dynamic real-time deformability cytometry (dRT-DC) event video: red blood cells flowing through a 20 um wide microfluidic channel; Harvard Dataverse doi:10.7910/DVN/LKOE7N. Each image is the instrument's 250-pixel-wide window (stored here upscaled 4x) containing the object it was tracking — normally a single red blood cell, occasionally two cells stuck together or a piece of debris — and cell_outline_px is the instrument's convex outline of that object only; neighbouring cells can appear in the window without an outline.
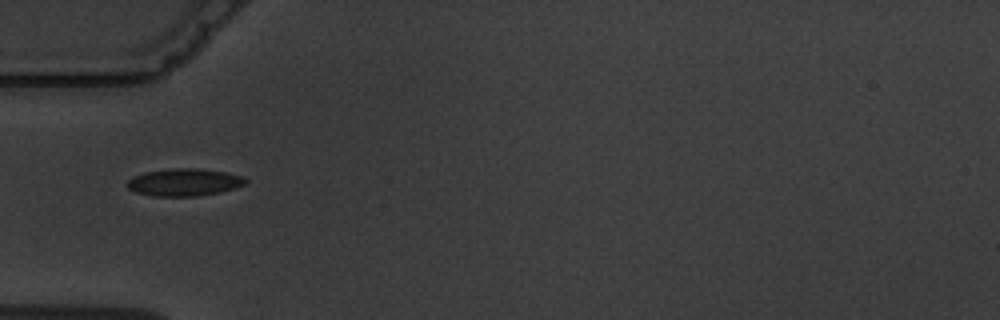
{"species": "common noctule bat (a hibernating species)", "species_latin": "Nyctalus noctula", "temperature_condition": "warm", "stored_images_in_passage": 12, "camera_frame_rate_fps": 3000, "um_per_image_px": 0.085, "animal": {"sex": "male", "body_mass_g": 19.5, "forearm_length_mm": 54.6}, "frame": {"image": 1, "passage_image": 6, "time_ms": 7.0, "image_size_px": [1000, 320], "cell_outline_px": [[248, 180], [244, 184], [236, 188], [220, 192], [200, 196], [152, 196], [136, 192], [128, 188], [128, 180], [132, 176], [144, 172], [172, 168], [200, 168], [224, 172], [244, 176]], "centroid_in_image_um": [15.67, 15.49], "position_along_channel_um": 69.3, "area_um2": 19.02}}
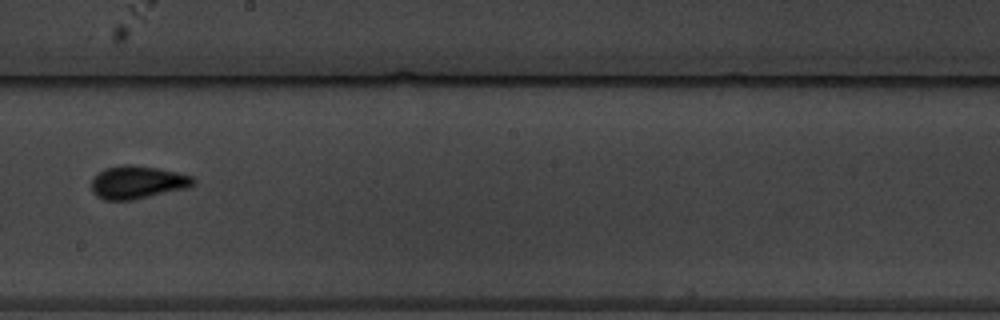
{"frame": {"image": 2, "passage_image": 10, "time_ms": 11.667, "image_size_px": [1000, 320], "cell_outline_px": [[196, 184], [188, 188], [132, 200], [104, 200], [96, 196], [92, 192], [92, 180], [100, 172], [108, 168], [120, 164], [132, 164], [160, 168], [192, 176], [196, 180]], "centroid_in_image_um": [11.72, 15.49], "position_along_channel_um": 236.5, "area_um2": 19.65}}